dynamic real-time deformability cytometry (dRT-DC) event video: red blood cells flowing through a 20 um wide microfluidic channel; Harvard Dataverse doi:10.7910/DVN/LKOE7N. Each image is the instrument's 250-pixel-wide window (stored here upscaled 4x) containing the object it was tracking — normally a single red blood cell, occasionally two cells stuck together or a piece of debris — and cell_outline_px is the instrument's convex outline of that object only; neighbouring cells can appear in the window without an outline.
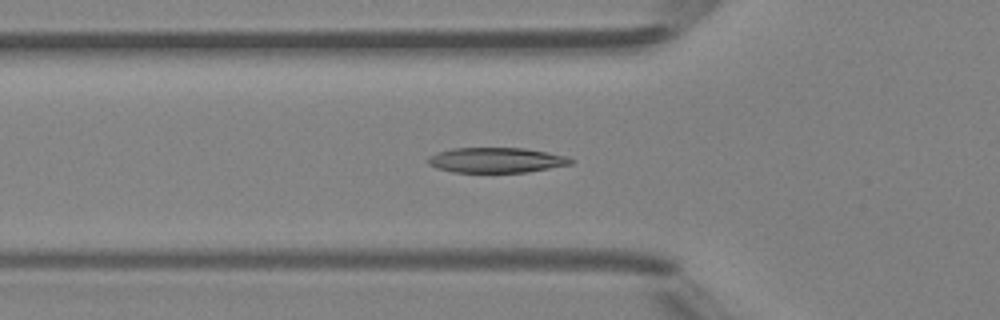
{"species": "Egyptian fruit bat (a non-hibernating species)", "species_latin": "Rousettus aegyptiacus", "temperature_condition": "room temperature", "stored_images_in_passage": 35, "camera_frame_rate_fps": 3000, "um_per_image_px": 0.085, "animal": {"sex": "female"}, "frame": {"image": 1, "passage_image": 3, "time_ms": 0.667, "image_size_px": [1000, 320], "cell_outline_px": [[572, 164], [528, 172], [452, 172], [436, 168], [428, 164], [428, 156], [436, 152], [452, 148], [524, 148], [548, 152], [568, 156], [572, 160]], "centroid_in_image_um": [42.16, 13.61], "position_along_channel_um": 83.6, "area_um2": 21.04}}
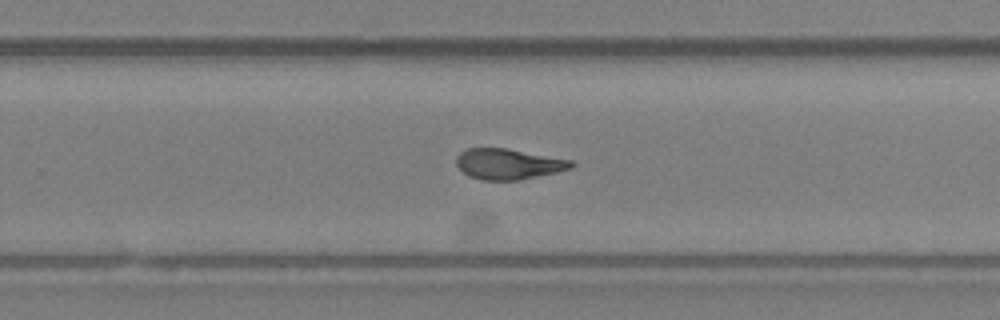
{"frame": {"image": 2, "passage_image": 17, "time_ms": 5.333, "image_size_px": [1000, 320], "cell_outline_px": [[576, 164], [572, 168], [556, 172], [520, 180], [484, 180], [472, 176], [464, 172], [456, 164], [456, 156], [460, 152], [468, 148], [508, 148], [572, 160]], "centroid_in_image_um": [43.24, 13.93], "position_along_channel_um": 286.6, "area_um2": 20.46}}
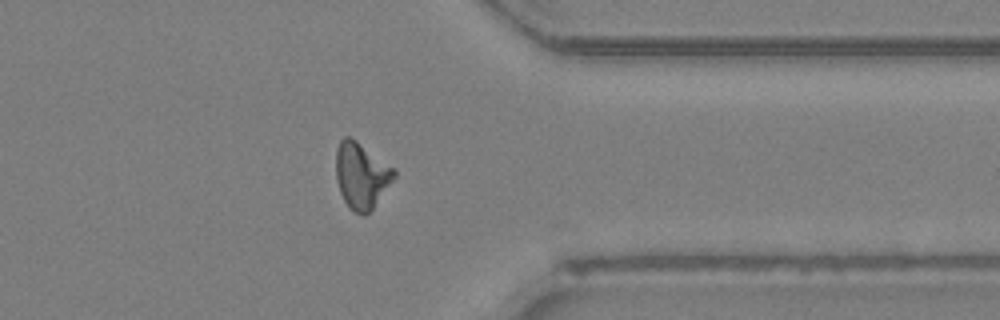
{"frame": {"image": 3, "passage_image": 24, "time_ms": 7.667, "image_size_px": [1000, 320], "cell_outline_px": [[396, 176], [372, 208], [364, 216], [352, 212], [348, 208], [340, 192], [336, 180], [336, 148], [340, 140], [344, 136], [348, 136], [356, 140], [396, 168]], "centroid_in_image_um": [30.71, 14.91], "position_along_channel_um": 380.7, "area_um2": 22.54}, "authors_computed_cell_mechanics": {"area_um2": 20.808, "velocity_mm_per_s": 4.3575, "shape_relaxation_time_tau1_ms": 5.8652, "shape_relaxation_time_tau2_ms": 1.933, "deformation_change_tau1": 0.1992, "deformation_change_tau2": 0.1067}}